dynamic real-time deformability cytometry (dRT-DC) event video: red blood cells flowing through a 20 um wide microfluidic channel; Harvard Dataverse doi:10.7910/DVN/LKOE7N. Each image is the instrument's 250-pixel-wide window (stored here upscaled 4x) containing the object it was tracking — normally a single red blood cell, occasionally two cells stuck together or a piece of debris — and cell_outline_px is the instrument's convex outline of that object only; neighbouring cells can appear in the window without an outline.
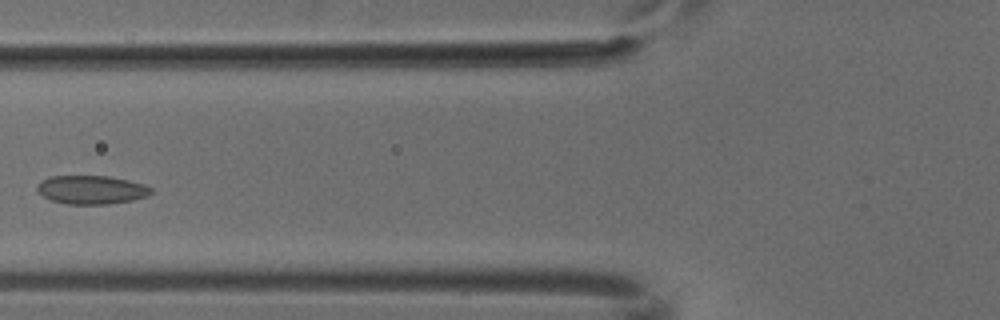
{"species": "common noctule bat (a hibernating species)", "species_latin": "Nyctalus noctula", "temperature_condition": "cold", "stored_images_in_passage": 5, "camera_frame_rate_fps": 3000, "um_per_image_px": 0.085, "animal": {"sex": "male", "body_mass_g": 18.8}, "frame": {"image": 1, "passage_image": 5, "time_ms": 1.333, "image_size_px": [1000, 320], "cell_outline_px": [[152, 192], [148, 196], [132, 200], [108, 204], [68, 204], [52, 200], [44, 196], [36, 188], [40, 180], [48, 176], [108, 176], [128, 180], [144, 184], [152, 188]], "centroid_in_image_um": [7.78, 16.12], "position_along_channel_um": 118.0, "area_um2": 18.96}}